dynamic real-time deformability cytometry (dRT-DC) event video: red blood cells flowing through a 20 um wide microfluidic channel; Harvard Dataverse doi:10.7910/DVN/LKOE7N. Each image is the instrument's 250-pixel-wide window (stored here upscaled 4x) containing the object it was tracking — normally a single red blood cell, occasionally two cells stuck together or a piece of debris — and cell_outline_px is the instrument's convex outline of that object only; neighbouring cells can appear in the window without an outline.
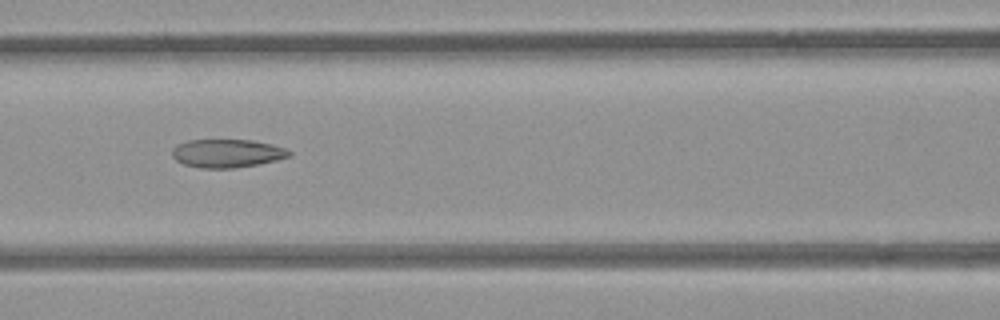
{"species": "common noctule bat (a hibernating species)", "species_latin": "Nyctalus noctula", "temperature_condition": "room temperature", "stored_images_in_passage": 41, "camera_frame_rate_fps": 3000, "um_per_image_px": 0.085, "animal": {"sex": "female", "body_mass_g": 21.9}, "frame": {"image": 1, "passage_image": 16, "time_ms": 5.0, "image_size_px": [1000, 320], "cell_outline_px": [[292, 156], [276, 160], [256, 164], [232, 168], [200, 168], [184, 164], [176, 160], [172, 156], [172, 148], [188, 140], [252, 140], [272, 144], [284, 148], [292, 152]], "centroid_in_image_um": [19.31, 13.03], "position_along_channel_um": 147.3, "area_um2": 19.19}}
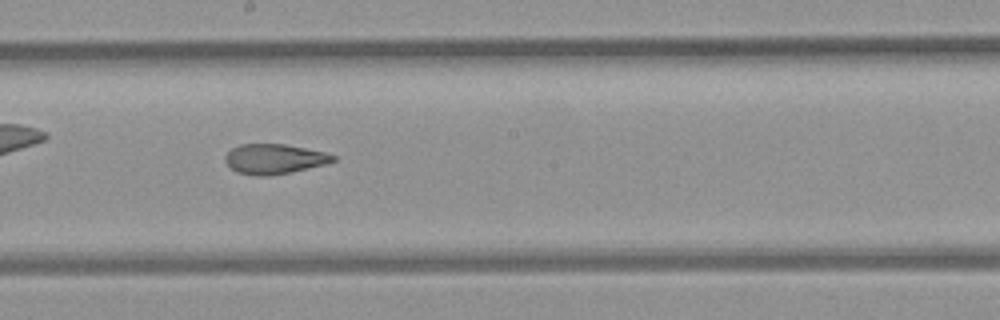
{"frame": {"image": 2, "passage_image": 22, "time_ms": 7.0, "image_size_px": [1000, 320], "cell_outline_px": [[336, 160], [324, 164], [292, 172], [268, 176], [256, 176], [236, 172], [224, 160], [224, 156], [232, 148], [240, 144], [284, 144], [324, 152], [336, 156]], "centroid_in_image_um": [23.28, 13.51], "position_along_channel_um": 224.9, "area_um2": 18.73}}
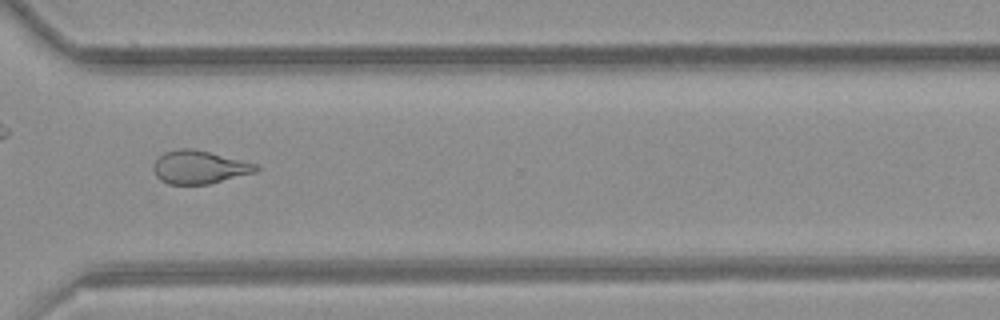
{"frame": {"image": 3, "passage_image": 32, "time_ms": 10.333, "image_size_px": [1000, 320], "cell_outline_px": [[260, 168], [256, 172], [208, 184], [168, 184], [160, 180], [156, 176], [152, 168], [156, 160], [164, 152], [180, 148], [192, 148], [256, 164]], "centroid_in_image_um": [16.91, 14.21], "position_along_channel_um": 353.7, "area_um2": 19.59}}